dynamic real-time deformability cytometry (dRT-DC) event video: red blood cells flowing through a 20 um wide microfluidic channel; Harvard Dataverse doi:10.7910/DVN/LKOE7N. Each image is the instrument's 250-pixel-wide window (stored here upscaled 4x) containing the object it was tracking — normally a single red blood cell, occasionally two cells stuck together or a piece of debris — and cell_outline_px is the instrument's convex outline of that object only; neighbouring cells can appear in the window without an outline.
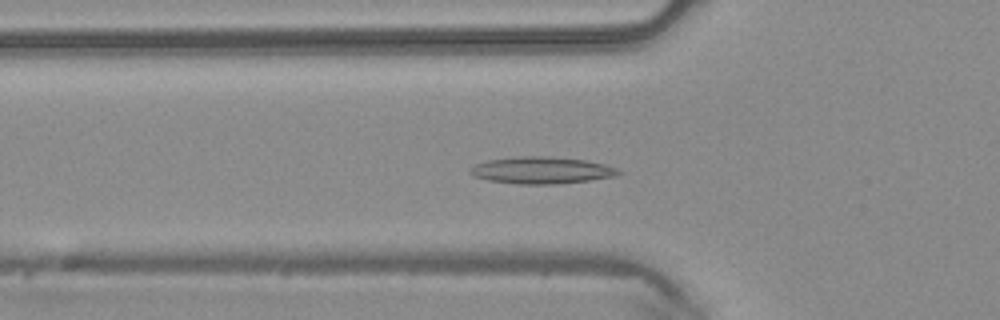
{"species": "common noctule bat (a hibernating species)", "species_latin": "Nyctalus noctula", "temperature_condition": "warm", "stored_images_in_passage": 48, "camera_frame_rate_fps": 3000, "um_per_image_px": 0.085, "animal": {"sex": "male", "body_mass_g": 20.4}, "frame": {"image": 1, "passage_image": 16, "time_ms": 5.0, "image_size_px": [1000, 320], "cell_outline_px": [[624, 172], [616, 176], [588, 180], [556, 184], [516, 184], [488, 180], [476, 176], [468, 172], [468, 168], [476, 164], [488, 160], [520, 156], [544, 156], [584, 160], [604, 164], [620, 168]], "centroid_in_image_um": [46.05, 14.47], "position_along_channel_um": 79.7, "area_um2": 23.24}}
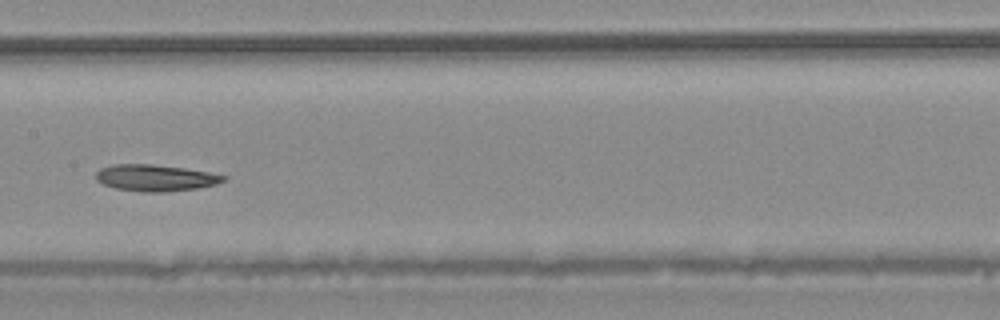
{"frame": {"image": 2, "passage_image": 24, "time_ms": 7.667, "image_size_px": [1000, 320], "cell_outline_px": [[228, 180], [216, 184], [196, 188], [168, 192], [144, 192], [116, 188], [104, 184], [96, 180], [96, 172], [100, 168], [112, 164], [152, 164], [184, 168], [208, 172], [228, 176]], "centroid_in_image_um": [13.23, 15.11], "position_along_channel_um": 194.2, "area_um2": 19.77}}
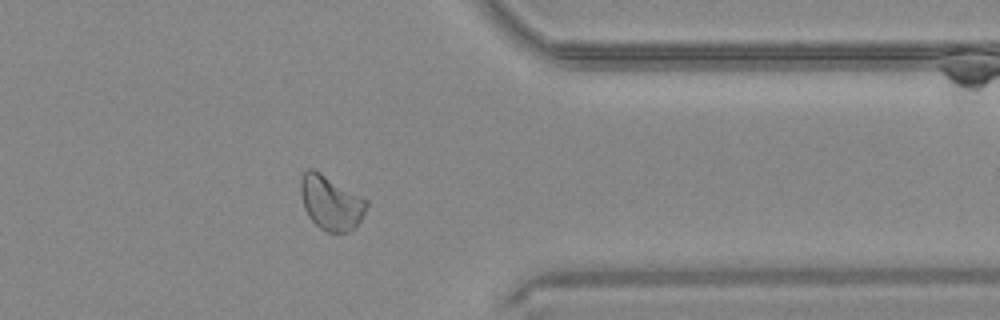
{"frame": {"image": 3, "passage_image": 38, "time_ms": 12.333, "image_size_px": [1000, 320], "cell_outline_px": [[368, 204], [356, 228], [348, 232], [328, 232], [320, 228], [308, 216], [304, 208], [300, 192], [300, 180], [304, 172], [308, 168], [312, 168], [320, 172], [368, 200]], "centroid_in_image_um": [28.11, 17.23], "position_along_channel_um": 383.3, "area_um2": 20.81}}